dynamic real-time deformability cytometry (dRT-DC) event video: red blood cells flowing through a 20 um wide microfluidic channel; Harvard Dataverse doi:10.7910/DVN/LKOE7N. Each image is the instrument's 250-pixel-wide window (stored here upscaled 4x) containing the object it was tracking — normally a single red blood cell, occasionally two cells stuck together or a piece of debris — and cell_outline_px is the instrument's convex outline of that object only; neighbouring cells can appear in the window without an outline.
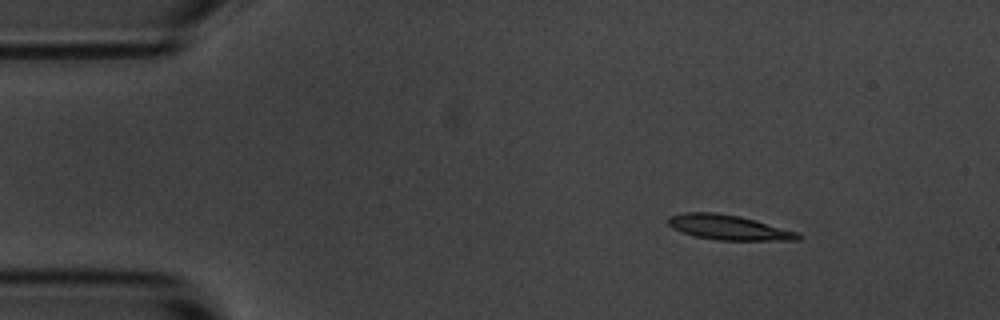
{"species": "common noctule bat (a hibernating species)", "species_latin": "Nyctalus noctula", "temperature_condition": "room temperature", "stored_images_in_passage": 5, "camera_frame_rate_fps": 3000, "um_per_image_px": 0.085, "animal": {"sex": "male", "body_mass_g": 20.1, "forearm_length_mm": 53.5}, "frame": {"image": 1, "passage_image": 2, "time_ms": 0.333, "image_size_px": [1000, 320], "cell_outline_px": [[804, 236], [800, 240], [716, 240], [696, 236], [672, 228], [668, 224], [668, 216], [684, 212], [716, 212], [740, 216], [756, 220], [796, 232]], "centroid_in_image_um": [61.92, 19.32], "position_along_channel_um": 23.1, "area_um2": 18.79}}
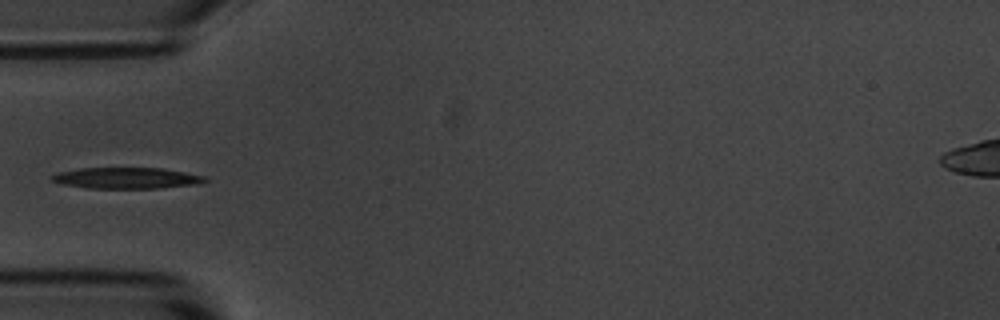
{"frame": {"image": 2, "passage_image": 5, "time_ms": 1.333, "image_size_px": [1000, 320], "cell_outline_px": [[208, 180], [196, 184], [160, 188], [88, 188], [64, 184], [52, 180], [52, 176], [56, 172], [80, 168], [164, 168], [204, 176]], "centroid_in_image_um": [10.76, 15.13], "position_along_channel_um": 74.2, "area_um2": 18.67}}